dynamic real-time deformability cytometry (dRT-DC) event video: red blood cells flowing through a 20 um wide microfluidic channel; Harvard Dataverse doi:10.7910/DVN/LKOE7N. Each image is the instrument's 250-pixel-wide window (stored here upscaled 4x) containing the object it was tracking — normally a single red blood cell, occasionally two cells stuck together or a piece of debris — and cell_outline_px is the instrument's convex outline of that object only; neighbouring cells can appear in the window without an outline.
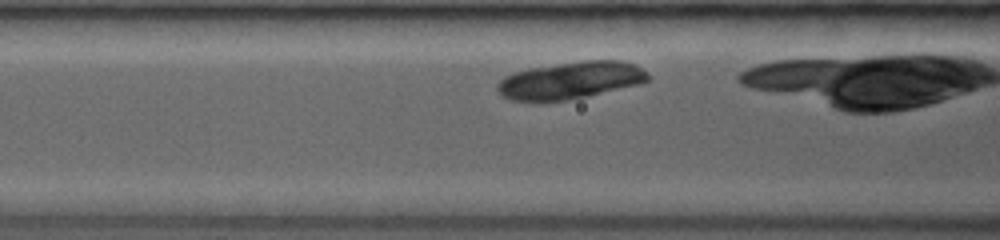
{"species": "common noctule bat (a hibernating species)", "species_latin": "Nyctalus noctula", "temperature_condition": "room temperature", "stored_images_in_passage": 31, "camera_frame_rate_fps": 3500, "um_per_image_px": 0.085, "animal": {"sex": "female", "body_mass_g": 19.0, "forearm_length_mm": 53.3}, "frame": {"image": 1, "passage_image": 5, "time_ms": 1.143, "image_size_px": [1000, 240], "cell_outline_px": [[648, 80], [636, 84], [584, 96], [564, 100], [512, 100], [504, 96], [496, 88], [496, 84], [504, 76], [512, 72], [528, 68], [580, 60], [624, 60], [636, 64], [648, 72]], "centroid_in_image_um": [48.47, 6.78], "position_along_channel_um": 118.1, "area_um2": 32.25}}